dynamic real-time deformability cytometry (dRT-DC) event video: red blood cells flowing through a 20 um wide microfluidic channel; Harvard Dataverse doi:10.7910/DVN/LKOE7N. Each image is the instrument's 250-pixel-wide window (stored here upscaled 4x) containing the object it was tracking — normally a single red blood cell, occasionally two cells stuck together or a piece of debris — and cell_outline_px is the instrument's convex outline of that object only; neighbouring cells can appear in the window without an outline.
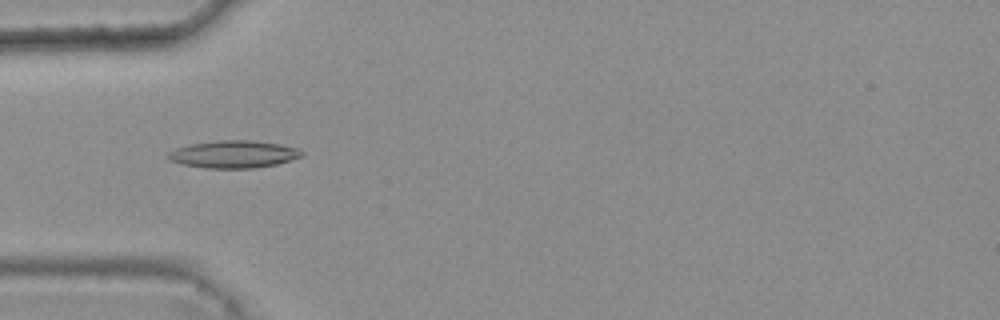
{"species": "common noctule bat (a hibernating species)", "species_latin": "Nyctalus noctula", "temperature_condition": "warm", "stored_images_in_passage": 5, "camera_frame_rate_fps": 3000, "um_per_image_px": 0.085, "animal": {"sex": "female", "body_mass_g": 25.1}, "frame": {"image": 1, "passage_image": 5, "time_ms": 1.333, "image_size_px": [1000, 320], "cell_outline_px": [[304, 156], [276, 164], [252, 168], [204, 168], [180, 164], [168, 160], [164, 156], [168, 152], [176, 148], [188, 144], [220, 140], [252, 140], [280, 144], [296, 148], [304, 152]], "centroid_in_image_um": [19.8, 13.11], "position_along_channel_um": 65.2, "area_um2": 21.56}}